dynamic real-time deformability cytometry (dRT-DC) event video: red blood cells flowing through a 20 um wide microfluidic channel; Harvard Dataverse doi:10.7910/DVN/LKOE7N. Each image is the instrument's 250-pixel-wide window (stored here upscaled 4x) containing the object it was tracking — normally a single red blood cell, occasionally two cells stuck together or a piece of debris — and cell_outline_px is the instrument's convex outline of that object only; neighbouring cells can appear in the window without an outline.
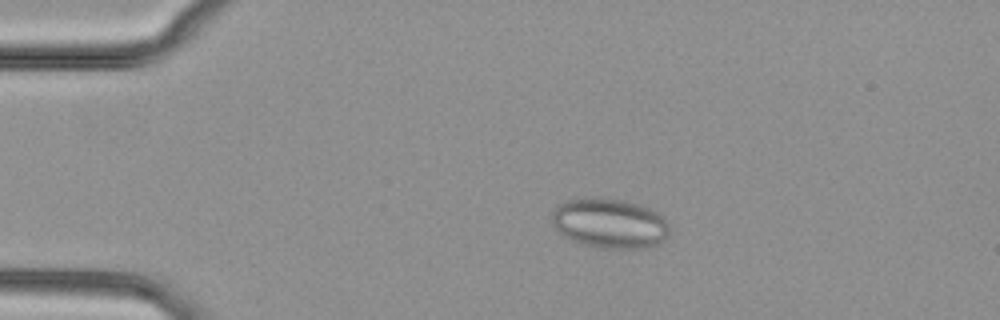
{"species": "common noctule bat (a hibernating species)", "species_latin": "Nyctalus noctula", "temperature_condition": "cold", "stored_images_in_passage": 47, "segment_of_instrument_passage": [1, 2], "camera_frame_rate_fps": 3000, "um_per_image_px": 0.085, "animal": {"sex": "female", "body_mass_g": 29.2, "forearm_length_mm": 56.3}, "frame": {"image": 1, "passage_image": 6, "time_ms": 1.667, "image_size_px": [1000, 320], "cell_outline_px": [[668, 236], [664, 240], [648, 248], [596, 248], [572, 240], [564, 236], [556, 228], [552, 220], [552, 212], [556, 204], [564, 200], [584, 196], [604, 196], [624, 200], [640, 204], [664, 216], [668, 224]], "centroid_in_image_um": [51.79, 18.94], "position_along_channel_um": 33.2, "area_um2": 34.85}}